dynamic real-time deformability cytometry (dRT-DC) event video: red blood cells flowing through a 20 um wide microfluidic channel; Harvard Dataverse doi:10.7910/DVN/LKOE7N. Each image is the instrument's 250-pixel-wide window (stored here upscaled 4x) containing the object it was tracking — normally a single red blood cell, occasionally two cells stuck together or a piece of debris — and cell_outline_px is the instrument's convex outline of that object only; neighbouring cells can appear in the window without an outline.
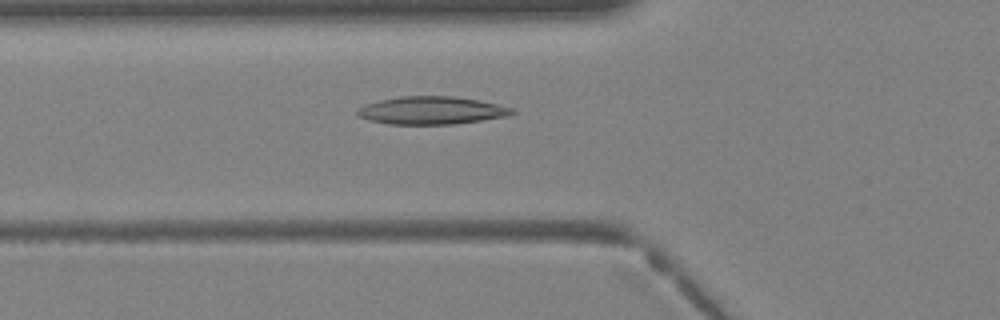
{"species": "Egyptian fruit bat (a non-hibernating species)", "species_latin": "Rousettus aegyptiacus", "temperature_condition": "warm", "stored_images_in_passage": 40, "camera_frame_rate_fps": 3000, "um_per_image_px": 0.085, "animal": {"sex": "female"}, "frame": {"image": 1, "passage_image": 15, "time_ms": 4.667, "image_size_px": [1000, 320], "cell_outline_px": [[516, 112], [508, 116], [456, 124], [388, 124], [368, 120], [360, 116], [356, 112], [364, 104], [380, 100], [400, 96], [452, 96], [480, 100], [512, 108]], "centroid_in_image_um": [36.69, 9.38], "position_along_channel_um": 89.1, "area_um2": 25.03}}
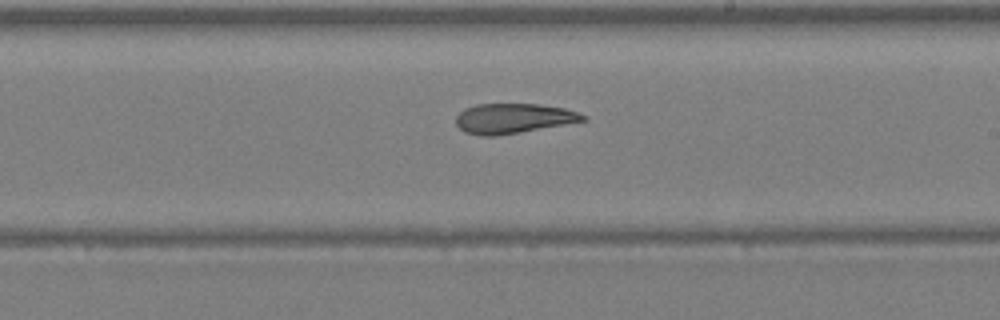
{"frame": {"image": 2, "passage_image": 24, "time_ms": 7.667, "image_size_px": [1000, 320], "cell_outline_px": [[588, 120], [520, 132], [496, 136], [480, 136], [464, 132], [456, 124], [456, 116], [464, 108], [476, 104], [536, 104], [564, 108], [588, 116]], "centroid_in_image_um": [43.61, 10.07], "position_along_channel_um": 245.4, "area_um2": 22.14}}
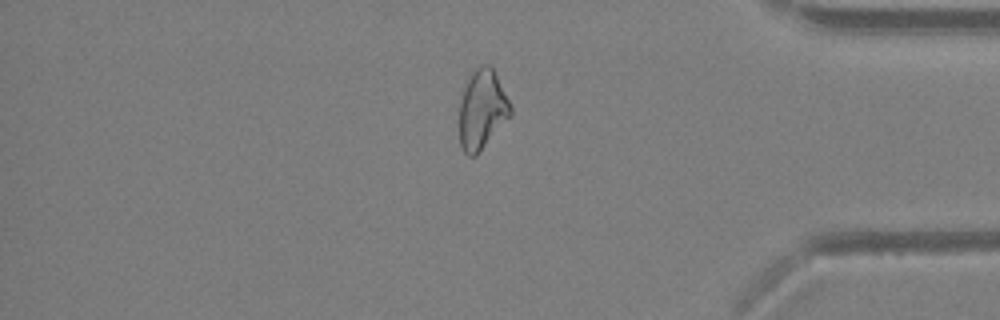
{"frame": {"image": 3, "passage_image": 34, "time_ms": 11.0, "image_size_px": [1000, 320], "cell_outline_px": [[512, 116], [476, 156], [468, 156], [464, 152], [460, 144], [460, 100], [468, 76], [476, 68], [484, 64], [488, 64], [492, 68], [512, 108]], "centroid_in_image_um": [40.98, 9.35], "position_along_channel_um": 394.2, "area_um2": 23.58}}